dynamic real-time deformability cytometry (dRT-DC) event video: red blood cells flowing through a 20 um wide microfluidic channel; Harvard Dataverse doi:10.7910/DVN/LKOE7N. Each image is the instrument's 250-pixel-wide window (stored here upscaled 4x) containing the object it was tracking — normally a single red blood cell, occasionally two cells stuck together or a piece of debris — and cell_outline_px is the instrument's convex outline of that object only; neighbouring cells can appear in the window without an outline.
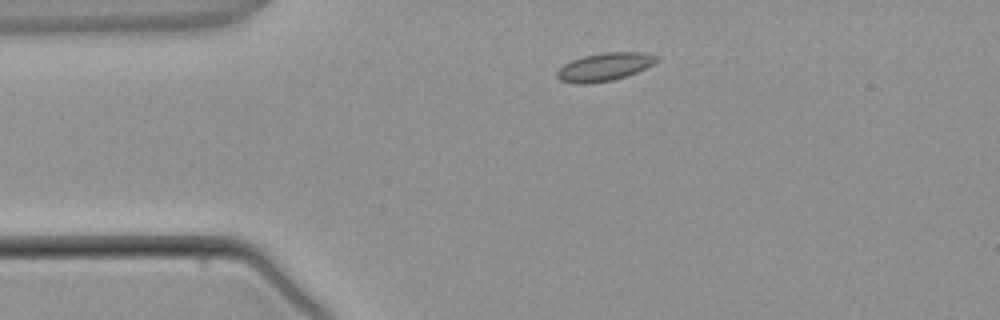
{"species": "common noctule bat (a hibernating species)", "species_latin": "Nyctalus noctula", "temperature_condition": "warm", "stored_images_in_passage": 3, "camera_frame_rate_fps": 3000, "um_per_image_px": 0.085, "animal": {"sex": "male", "body_mass_g": 21.5, "forearm_length_mm": 52.0}, "frame": {"image": 1, "passage_image": 1, "time_ms": 0.0, "image_size_px": [1000, 320], "cell_outline_px": [[660, 60], [636, 72], [612, 80], [588, 84], [572, 84], [560, 80], [556, 76], [556, 72], [564, 64], [572, 60], [584, 56], [604, 52], [644, 52], [660, 56]], "centroid_in_image_um": [51.38, 5.68], "position_along_channel_um": 33.6, "area_um2": 16.3}}
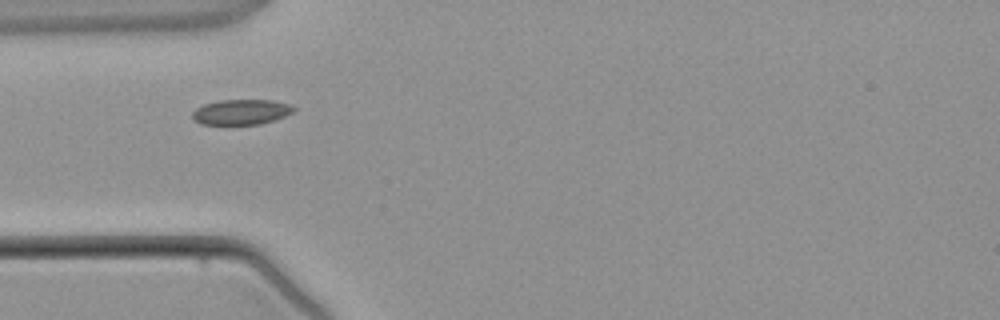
{"frame": {"image": 2, "passage_image": 2, "time_ms": 1.333, "image_size_px": [1000, 320], "cell_outline_px": [[296, 108], [292, 112], [284, 116], [260, 124], [200, 124], [192, 116], [192, 112], [196, 108], [204, 104], [220, 100], [272, 100], [288, 104]], "centroid_in_image_um": [20.48, 9.51], "position_along_channel_um": 64.5, "area_um2": 14.68}}
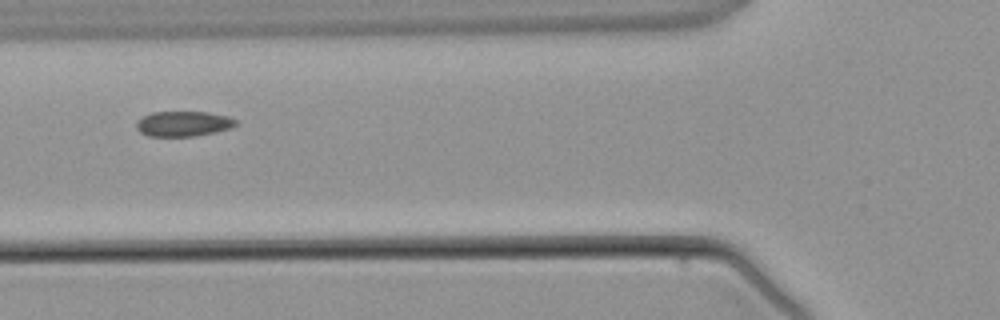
{"frame": {"image": 3, "passage_image": 3, "time_ms": 2.333, "image_size_px": [1000, 320], "cell_outline_px": [[240, 124], [232, 128], [216, 132], [196, 136], [148, 136], [140, 132], [136, 128], [136, 120], [152, 112], [208, 112], [228, 116], [236, 120]], "centroid_in_image_um": [15.61, 10.52], "position_along_channel_um": 110.2, "area_um2": 14.8}}